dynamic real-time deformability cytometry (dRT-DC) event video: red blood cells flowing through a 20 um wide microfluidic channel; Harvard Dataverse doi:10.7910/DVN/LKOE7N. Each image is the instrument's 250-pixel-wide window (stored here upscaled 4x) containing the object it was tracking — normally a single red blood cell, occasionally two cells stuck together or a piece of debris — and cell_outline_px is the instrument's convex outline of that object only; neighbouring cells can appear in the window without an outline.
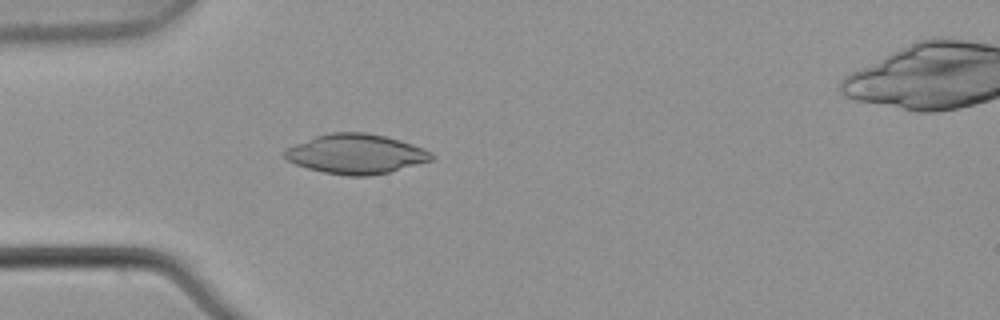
{"species": "common noctule bat (a hibernating species)", "species_latin": "Nyctalus noctula", "temperature_condition": "warm", "stored_images_in_passage": 1, "camera_frame_rate_fps": 3000, "um_per_image_px": 0.085, "animal": {"sex": "male", "body_mass_g": 21.5, "forearm_length_mm": 52.0}, "frame": {"image": 1, "passage_image": 1, "time_ms": 0.0, "image_size_px": [1000, 320], "cell_outline_px": [[432, 160], [388, 172], [368, 176], [348, 176], [324, 172], [308, 168], [296, 164], [288, 160], [284, 156], [284, 148], [316, 136], [332, 132], [364, 132], [384, 136], [400, 140], [412, 144], [432, 152]], "centroid_in_image_um": [30.23, 13.08], "position_along_channel_um": 54.8, "area_um2": 33.64}}